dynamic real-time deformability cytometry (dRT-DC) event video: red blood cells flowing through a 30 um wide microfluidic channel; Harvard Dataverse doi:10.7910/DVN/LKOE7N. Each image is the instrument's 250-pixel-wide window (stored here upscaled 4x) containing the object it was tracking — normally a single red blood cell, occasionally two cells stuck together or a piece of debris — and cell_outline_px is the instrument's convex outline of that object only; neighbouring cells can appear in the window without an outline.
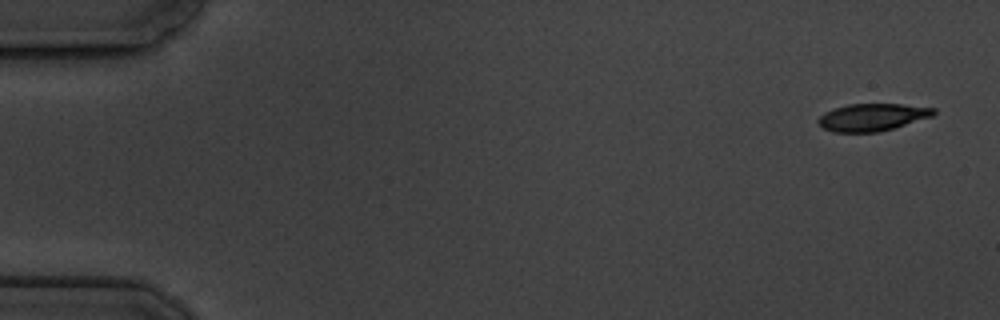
{"species": "common noctule bat (a hibernating species)", "species_latin": "Nyctalus noctula", "temperature_condition": "cold", "stored_images_in_passage": 5, "camera_frame_rate_fps": 3000, "um_per_image_px": 0.085, "animal": {"sex": "male", "body_mass_g": 19.5, "forearm_length_mm": 54.6}, "frame": {"image": 1, "passage_image": 1, "time_ms": 0.0, "image_size_px": [1000, 320], "cell_outline_px": [[936, 112], [932, 116], [880, 132], [832, 132], [824, 128], [816, 120], [824, 112], [832, 108], [848, 104], [900, 104], [936, 108]], "centroid_in_image_um": [74.12, 9.96], "position_along_channel_um": 10.9, "area_um2": 18.38}}
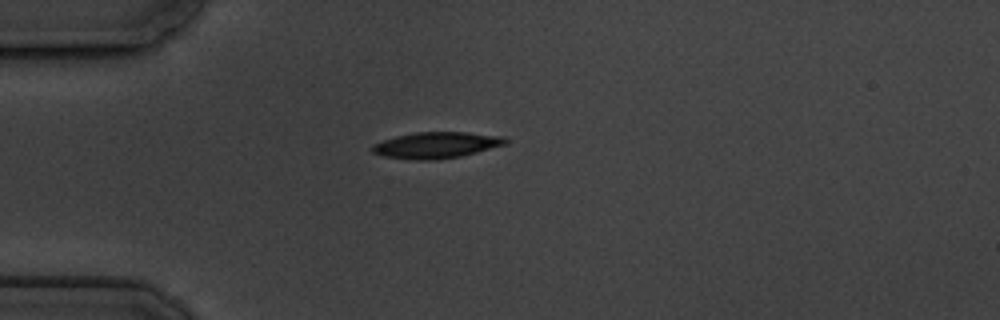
{"frame": {"image": 2, "passage_image": 5, "time_ms": 4.333, "image_size_px": [1000, 320], "cell_outline_px": [[508, 144], [460, 156], [432, 160], [416, 160], [384, 156], [372, 152], [372, 144], [396, 136], [416, 132], [468, 132], [504, 136], [508, 140]], "centroid_in_image_um": [37.12, 12.33], "position_along_channel_um": 47.9, "area_um2": 20.29}}